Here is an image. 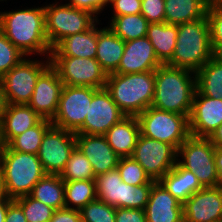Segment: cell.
Masks as SVG:
<instances>
[{
  "mask_svg": "<svg viewBox=\"0 0 222 222\" xmlns=\"http://www.w3.org/2000/svg\"><path fill=\"white\" fill-rule=\"evenodd\" d=\"M117 169L121 179L126 184L139 186L147 183H154L143 167L132 157H122L119 159Z\"/></svg>",
  "mask_w": 222,
  "mask_h": 222,
  "instance_id": "obj_35",
  "label": "cell"
},
{
  "mask_svg": "<svg viewBox=\"0 0 222 222\" xmlns=\"http://www.w3.org/2000/svg\"><path fill=\"white\" fill-rule=\"evenodd\" d=\"M41 119L28 104H7L0 123L2 144L8 145L16 136L35 126Z\"/></svg>",
  "mask_w": 222,
  "mask_h": 222,
  "instance_id": "obj_22",
  "label": "cell"
},
{
  "mask_svg": "<svg viewBox=\"0 0 222 222\" xmlns=\"http://www.w3.org/2000/svg\"><path fill=\"white\" fill-rule=\"evenodd\" d=\"M58 72L50 64L38 77L28 105L42 118L52 121L63 88Z\"/></svg>",
  "mask_w": 222,
  "mask_h": 222,
  "instance_id": "obj_16",
  "label": "cell"
},
{
  "mask_svg": "<svg viewBox=\"0 0 222 222\" xmlns=\"http://www.w3.org/2000/svg\"><path fill=\"white\" fill-rule=\"evenodd\" d=\"M216 56L222 60V50Z\"/></svg>",
  "mask_w": 222,
  "mask_h": 222,
  "instance_id": "obj_52",
  "label": "cell"
},
{
  "mask_svg": "<svg viewBox=\"0 0 222 222\" xmlns=\"http://www.w3.org/2000/svg\"><path fill=\"white\" fill-rule=\"evenodd\" d=\"M177 41L168 66L191 70L196 73L215 54L210 41L208 19L203 18L178 24Z\"/></svg>",
  "mask_w": 222,
  "mask_h": 222,
  "instance_id": "obj_4",
  "label": "cell"
},
{
  "mask_svg": "<svg viewBox=\"0 0 222 222\" xmlns=\"http://www.w3.org/2000/svg\"><path fill=\"white\" fill-rule=\"evenodd\" d=\"M5 222H27L22 208L14 200L8 205Z\"/></svg>",
  "mask_w": 222,
  "mask_h": 222,
  "instance_id": "obj_45",
  "label": "cell"
},
{
  "mask_svg": "<svg viewBox=\"0 0 222 222\" xmlns=\"http://www.w3.org/2000/svg\"><path fill=\"white\" fill-rule=\"evenodd\" d=\"M214 157H215L216 169L218 172L217 187L222 188V148L215 147Z\"/></svg>",
  "mask_w": 222,
  "mask_h": 222,
  "instance_id": "obj_46",
  "label": "cell"
},
{
  "mask_svg": "<svg viewBox=\"0 0 222 222\" xmlns=\"http://www.w3.org/2000/svg\"><path fill=\"white\" fill-rule=\"evenodd\" d=\"M13 199H0V222H5L8 205Z\"/></svg>",
  "mask_w": 222,
  "mask_h": 222,
  "instance_id": "obj_48",
  "label": "cell"
},
{
  "mask_svg": "<svg viewBox=\"0 0 222 222\" xmlns=\"http://www.w3.org/2000/svg\"><path fill=\"white\" fill-rule=\"evenodd\" d=\"M184 222H222V188L206 187L183 203Z\"/></svg>",
  "mask_w": 222,
  "mask_h": 222,
  "instance_id": "obj_17",
  "label": "cell"
},
{
  "mask_svg": "<svg viewBox=\"0 0 222 222\" xmlns=\"http://www.w3.org/2000/svg\"><path fill=\"white\" fill-rule=\"evenodd\" d=\"M76 146L91 163L95 176L117 169L120 157L104 135L76 134Z\"/></svg>",
  "mask_w": 222,
  "mask_h": 222,
  "instance_id": "obj_20",
  "label": "cell"
},
{
  "mask_svg": "<svg viewBox=\"0 0 222 222\" xmlns=\"http://www.w3.org/2000/svg\"><path fill=\"white\" fill-rule=\"evenodd\" d=\"M51 64L26 57L0 78L7 104H28L39 75Z\"/></svg>",
  "mask_w": 222,
  "mask_h": 222,
  "instance_id": "obj_11",
  "label": "cell"
},
{
  "mask_svg": "<svg viewBox=\"0 0 222 222\" xmlns=\"http://www.w3.org/2000/svg\"><path fill=\"white\" fill-rule=\"evenodd\" d=\"M189 119L190 135L209 137L222 124V99L195 92Z\"/></svg>",
  "mask_w": 222,
  "mask_h": 222,
  "instance_id": "obj_18",
  "label": "cell"
},
{
  "mask_svg": "<svg viewBox=\"0 0 222 222\" xmlns=\"http://www.w3.org/2000/svg\"><path fill=\"white\" fill-rule=\"evenodd\" d=\"M208 138L215 147L222 148V124L217 127Z\"/></svg>",
  "mask_w": 222,
  "mask_h": 222,
  "instance_id": "obj_47",
  "label": "cell"
},
{
  "mask_svg": "<svg viewBox=\"0 0 222 222\" xmlns=\"http://www.w3.org/2000/svg\"><path fill=\"white\" fill-rule=\"evenodd\" d=\"M141 14L149 23L165 21V0H142Z\"/></svg>",
  "mask_w": 222,
  "mask_h": 222,
  "instance_id": "obj_40",
  "label": "cell"
},
{
  "mask_svg": "<svg viewBox=\"0 0 222 222\" xmlns=\"http://www.w3.org/2000/svg\"><path fill=\"white\" fill-rule=\"evenodd\" d=\"M195 92L196 74L193 71L168 65L155 70L153 107L189 117Z\"/></svg>",
  "mask_w": 222,
  "mask_h": 222,
  "instance_id": "obj_2",
  "label": "cell"
},
{
  "mask_svg": "<svg viewBox=\"0 0 222 222\" xmlns=\"http://www.w3.org/2000/svg\"><path fill=\"white\" fill-rule=\"evenodd\" d=\"M45 32L51 48L59 41L90 29L98 18L86 10L68 4L44 6ZM97 18V19H96Z\"/></svg>",
  "mask_w": 222,
  "mask_h": 222,
  "instance_id": "obj_8",
  "label": "cell"
},
{
  "mask_svg": "<svg viewBox=\"0 0 222 222\" xmlns=\"http://www.w3.org/2000/svg\"><path fill=\"white\" fill-rule=\"evenodd\" d=\"M139 135L137 116H125L104 134L108 144L120 158L132 156Z\"/></svg>",
  "mask_w": 222,
  "mask_h": 222,
  "instance_id": "obj_24",
  "label": "cell"
},
{
  "mask_svg": "<svg viewBox=\"0 0 222 222\" xmlns=\"http://www.w3.org/2000/svg\"><path fill=\"white\" fill-rule=\"evenodd\" d=\"M64 187L66 208L81 210L97 199L95 180L64 181Z\"/></svg>",
  "mask_w": 222,
  "mask_h": 222,
  "instance_id": "obj_32",
  "label": "cell"
},
{
  "mask_svg": "<svg viewBox=\"0 0 222 222\" xmlns=\"http://www.w3.org/2000/svg\"><path fill=\"white\" fill-rule=\"evenodd\" d=\"M206 17L210 30V41L213 52L217 55L222 50V7L210 2Z\"/></svg>",
  "mask_w": 222,
  "mask_h": 222,
  "instance_id": "obj_39",
  "label": "cell"
},
{
  "mask_svg": "<svg viewBox=\"0 0 222 222\" xmlns=\"http://www.w3.org/2000/svg\"><path fill=\"white\" fill-rule=\"evenodd\" d=\"M6 105H7V103H6V100H5V97H4L3 86H2L1 81H0V123H1V120H2V117H3Z\"/></svg>",
  "mask_w": 222,
  "mask_h": 222,
  "instance_id": "obj_49",
  "label": "cell"
},
{
  "mask_svg": "<svg viewBox=\"0 0 222 222\" xmlns=\"http://www.w3.org/2000/svg\"><path fill=\"white\" fill-rule=\"evenodd\" d=\"M144 211L147 222H184L183 204L159 181L152 184Z\"/></svg>",
  "mask_w": 222,
  "mask_h": 222,
  "instance_id": "obj_21",
  "label": "cell"
},
{
  "mask_svg": "<svg viewBox=\"0 0 222 222\" xmlns=\"http://www.w3.org/2000/svg\"><path fill=\"white\" fill-rule=\"evenodd\" d=\"M96 23L87 31L76 33L59 41L51 50L50 57H80L96 59Z\"/></svg>",
  "mask_w": 222,
  "mask_h": 222,
  "instance_id": "obj_23",
  "label": "cell"
},
{
  "mask_svg": "<svg viewBox=\"0 0 222 222\" xmlns=\"http://www.w3.org/2000/svg\"><path fill=\"white\" fill-rule=\"evenodd\" d=\"M110 21L109 28L124 42L147 35L149 22L142 14L115 16Z\"/></svg>",
  "mask_w": 222,
  "mask_h": 222,
  "instance_id": "obj_31",
  "label": "cell"
},
{
  "mask_svg": "<svg viewBox=\"0 0 222 222\" xmlns=\"http://www.w3.org/2000/svg\"><path fill=\"white\" fill-rule=\"evenodd\" d=\"M0 30L26 56L47 54L52 48L45 32L44 7L0 12Z\"/></svg>",
  "mask_w": 222,
  "mask_h": 222,
  "instance_id": "obj_1",
  "label": "cell"
},
{
  "mask_svg": "<svg viewBox=\"0 0 222 222\" xmlns=\"http://www.w3.org/2000/svg\"><path fill=\"white\" fill-rule=\"evenodd\" d=\"M0 199H10L8 198L5 190L4 177L1 166H0Z\"/></svg>",
  "mask_w": 222,
  "mask_h": 222,
  "instance_id": "obj_50",
  "label": "cell"
},
{
  "mask_svg": "<svg viewBox=\"0 0 222 222\" xmlns=\"http://www.w3.org/2000/svg\"><path fill=\"white\" fill-rule=\"evenodd\" d=\"M215 146L208 137L190 135L177 149V163L193 172L203 188L216 187L218 172L215 163Z\"/></svg>",
  "mask_w": 222,
  "mask_h": 222,
  "instance_id": "obj_9",
  "label": "cell"
},
{
  "mask_svg": "<svg viewBox=\"0 0 222 222\" xmlns=\"http://www.w3.org/2000/svg\"><path fill=\"white\" fill-rule=\"evenodd\" d=\"M76 147V134L51 126L44 134L37 156L46 174H61Z\"/></svg>",
  "mask_w": 222,
  "mask_h": 222,
  "instance_id": "obj_14",
  "label": "cell"
},
{
  "mask_svg": "<svg viewBox=\"0 0 222 222\" xmlns=\"http://www.w3.org/2000/svg\"><path fill=\"white\" fill-rule=\"evenodd\" d=\"M108 3L109 0H70L67 4L81 10H86L95 16V14L101 12Z\"/></svg>",
  "mask_w": 222,
  "mask_h": 222,
  "instance_id": "obj_43",
  "label": "cell"
},
{
  "mask_svg": "<svg viewBox=\"0 0 222 222\" xmlns=\"http://www.w3.org/2000/svg\"><path fill=\"white\" fill-rule=\"evenodd\" d=\"M125 116L106 88L98 89L92 96L83 126L75 134L104 135Z\"/></svg>",
  "mask_w": 222,
  "mask_h": 222,
  "instance_id": "obj_15",
  "label": "cell"
},
{
  "mask_svg": "<svg viewBox=\"0 0 222 222\" xmlns=\"http://www.w3.org/2000/svg\"><path fill=\"white\" fill-rule=\"evenodd\" d=\"M60 177L63 181L95 180L96 178L91 163L77 146L72 151Z\"/></svg>",
  "mask_w": 222,
  "mask_h": 222,
  "instance_id": "obj_34",
  "label": "cell"
},
{
  "mask_svg": "<svg viewBox=\"0 0 222 222\" xmlns=\"http://www.w3.org/2000/svg\"><path fill=\"white\" fill-rule=\"evenodd\" d=\"M154 181H159L177 163V149L141 133L131 156Z\"/></svg>",
  "mask_w": 222,
  "mask_h": 222,
  "instance_id": "obj_13",
  "label": "cell"
},
{
  "mask_svg": "<svg viewBox=\"0 0 222 222\" xmlns=\"http://www.w3.org/2000/svg\"><path fill=\"white\" fill-rule=\"evenodd\" d=\"M124 48L125 42L109 27L97 28L96 60L107 75L117 71Z\"/></svg>",
  "mask_w": 222,
  "mask_h": 222,
  "instance_id": "obj_25",
  "label": "cell"
},
{
  "mask_svg": "<svg viewBox=\"0 0 222 222\" xmlns=\"http://www.w3.org/2000/svg\"><path fill=\"white\" fill-rule=\"evenodd\" d=\"M0 166L8 198L30 195L35 184L46 174L38 156L12 150L3 145Z\"/></svg>",
  "mask_w": 222,
  "mask_h": 222,
  "instance_id": "obj_5",
  "label": "cell"
},
{
  "mask_svg": "<svg viewBox=\"0 0 222 222\" xmlns=\"http://www.w3.org/2000/svg\"><path fill=\"white\" fill-rule=\"evenodd\" d=\"M137 118L143 136L173 145L176 149L190 136L188 116L150 106Z\"/></svg>",
  "mask_w": 222,
  "mask_h": 222,
  "instance_id": "obj_6",
  "label": "cell"
},
{
  "mask_svg": "<svg viewBox=\"0 0 222 222\" xmlns=\"http://www.w3.org/2000/svg\"><path fill=\"white\" fill-rule=\"evenodd\" d=\"M159 182L182 204L195 192L201 190L196 175L180 166L178 163L168 171Z\"/></svg>",
  "mask_w": 222,
  "mask_h": 222,
  "instance_id": "obj_26",
  "label": "cell"
},
{
  "mask_svg": "<svg viewBox=\"0 0 222 222\" xmlns=\"http://www.w3.org/2000/svg\"><path fill=\"white\" fill-rule=\"evenodd\" d=\"M50 222H82L80 210L66 207L54 210Z\"/></svg>",
  "mask_w": 222,
  "mask_h": 222,
  "instance_id": "obj_44",
  "label": "cell"
},
{
  "mask_svg": "<svg viewBox=\"0 0 222 222\" xmlns=\"http://www.w3.org/2000/svg\"><path fill=\"white\" fill-rule=\"evenodd\" d=\"M82 222H115L116 208L98 199L80 210Z\"/></svg>",
  "mask_w": 222,
  "mask_h": 222,
  "instance_id": "obj_37",
  "label": "cell"
},
{
  "mask_svg": "<svg viewBox=\"0 0 222 222\" xmlns=\"http://www.w3.org/2000/svg\"><path fill=\"white\" fill-rule=\"evenodd\" d=\"M97 199L115 208L144 210L153 183L132 186L122 181L118 169L96 176Z\"/></svg>",
  "mask_w": 222,
  "mask_h": 222,
  "instance_id": "obj_7",
  "label": "cell"
},
{
  "mask_svg": "<svg viewBox=\"0 0 222 222\" xmlns=\"http://www.w3.org/2000/svg\"><path fill=\"white\" fill-rule=\"evenodd\" d=\"M105 88L126 116H138L152 106L155 92V71L109 74Z\"/></svg>",
  "mask_w": 222,
  "mask_h": 222,
  "instance_id": "obj_3",
  "label": "cell"
},
{
  "mask_svg": "<svg viewBox=\"0 0 222 222\" xmlns=\"http://www.w3.org/2000/svg\"><path fill=\"white\" fill-rule=\"evenodd\" d=\"M25 57L0 30V78L11 68L18 65Z\"/></svg>",
  "mask_w": 222,
  "mask_h": 222,
  "instance_id": "obj_38",
  "label": "cell"
},
{
  "mask_svg": "<svg viewBox=\"0 0 222 222\" xmlns=\"http://www.w3.org/2000/svg\"><path fill=\"white\" fill-rule=\"evenodd\" d=\"M115 222H147L145 211L132 208H116Z\"/></svg>",
  "mask_w": 222,
  "mask_h": 222,
  "instance_id": "obj_42",
  "label": "cell"
},
{
  "mask_svg": "<svg viewBox=\"0 0 222 222\" xmlns=\"http://www.w3.org/2000/svg\"><path fill=\"white\" fill-rule=\"evenodd\" d=\"M214 3L218 4V5H220L222 7V0H215Z\"/></svg>",
  "mask_w": 222,
  "mask_h": 222,
  "instance_id": "obj_51",
  "label": "cell"
},
{
  "mask_svg": "<svg viewBox=\"0 0 222 222\" xmlns=\"http://www.w3.org/2000/svg\"><path fill=\"white\" fill-rule=\"evenodd\" d=\"M21 208L27 222H50L54 209L30 195L14 200Z\"/></svg>",
  "mask_w": 222,
  "mask_h": 222,
  "instance_id": "obj_36",
  "label": "cell"
},
{
  "mask_svg": "<svg viewBox=\"0 0 222 222\" xmlns=\"http://www.w3.org/2000/svg\"><path fill=\"white\" fill-rule=\"evenodd\" d=\"M52 125L50 120L41 119L35 126L16 136L8 146L14 151L37 155L43 136Z\"/></svg>",
  "mask_w": 222,
  "mask_h": 222,
  "instance_id": "obj_33",
  "label": "cell"
},
{
  "mask_svg": "<svg viewBox=\"0 0 222 222\" xmlns=\"http://www.w3.org/2000/svg\"><path fill=\"white\" fill-rule=\"evenodd\" d=\"M63 85L105 88L108 75L96 59L50 57Z\"/></svg>",
  "mask_w": 222,
  "mask_h": 222,
  "instance_id": "obj_12",
  "label": "cell"
},
{
  "mask_svg": "<svg viewBox=\"0 0 222 222\" xmlns=\"http://www.w3.org/2000/svg\"><path fill=\"white\" fill-rule=\"evenodd\" d=\"M97 90L93 87L64 85L57 113L51 121L53 126L76 133L83 126L92 96Z\"/></svg>",
  "mask_w": 222,
  "mask_h": 222,
  "instance_id": "obj_10",
  "label": "cell"
},
{
  "mask_svg": "<svg viewBox=\"0 0 222 222\" xmlns=\"http://www.w3.org/2000/svg\"><path fill=\"white\" fill-rule=\"evenodd\" d=\"M2 147H3V144H2V141H1V137H0V156H1Z\"/></svg>",
  "mask_w": 222,
  "mask_h": 222,
  "instance_id": "obj_53",
  "label": "cell"
},
{
  "mask_svg": "<svg viewBox=\"0 0 222 222\" xmlns=\"http://www.w3.org/2000/svg\"><path fill=\"white\" fill-rule=\"evenodd\" d=\"M30 196L54 210L65 207L64 181L59 174H45L33 187Z\"/></svg>",
  "mask_w": 222,
  "mask_h": 222,
  "instance_id": "obj_29",
  "label": "cell"
},
{
  "mask_svg": "<svg viewBox=\"0 0 222 222\" xmlns=\"http://www.w3.org/2000/svg\"><path fill=\"white\" fill-rule=\"evenodd\" d=\"M196 90L207 97L222 99V60L214 55L196 73Z\"/></svg>",
  "mask_w": 222,
  "mask_h": 222,
  "instance_id": "obj_30",
  "label": "cell"
},
{
  "mask_svg": "<svg viewBox=\"0 0 222 222\" xmlns=\"http://www.w3.org/2000/svg\"><path fill=\"white\" fill-rule=\"evenodd\" d=\"M208 0H165V21L168 24H183L206 16Z\"/></svg>",
  "mask_w": 222,
  "mask_h": 222,
  "instance_id": "obj_28",
  "label": "cell"
},
{
  "mask_svg": "<svg viewBox=\"0 0 222 222\" xmlns=\"http://www.w3.org/2000/svg\"><path fill=\"white\" fill-rule=\"evenodd\" d=\"M161 65L154 47L145 36L125 41L124 53L115 73L131 74L155 71Z\"/></svg>",
  "mask_w": 222,
  "mask_h": 222,
  "instance_id": "obj_19",
  "label": "cell"
},
{
  "mask_svg": "<svg viewBox=\"0 0 222 222\" xmlns=\"http://www.w3.org/2000/svg\"><path fill=\"white\" fill-rule=\"evenodd\" d=\"M142 0H111L109 4L114 9L115 16H123L128 14H141Z\"/></svg>",
  "mask_w": 222,
  "mask_h": 222,
  "instance_id": "obj_41",
  "label": "cell"
},
{
  "mask_svg": "<svg viewBox=\"0 0 222 222\" xmlns=\"http://www.w3.org/2000/svg\"><path fill=\"white\" fill-rule=\"evenodd\" d=\"M178 26L175 24L149 23L146 37L154 47L156 56L162 65H166L173 56Z\"/></svg>",
  "mask_w": 222,
  "mask_h": 222,
  "instance_id": "obj_27",
  "label": "cell"
}]
</instances>
